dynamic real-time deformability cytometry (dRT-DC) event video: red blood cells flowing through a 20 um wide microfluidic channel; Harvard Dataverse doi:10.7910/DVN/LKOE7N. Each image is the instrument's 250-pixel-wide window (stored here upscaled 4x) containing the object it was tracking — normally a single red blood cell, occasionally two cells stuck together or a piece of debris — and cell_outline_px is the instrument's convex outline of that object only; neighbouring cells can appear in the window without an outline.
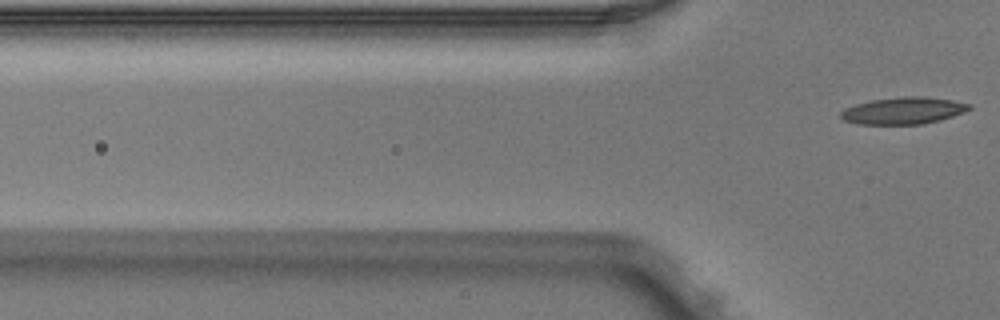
{"species": "Egyptian fruit bat (a non-hibernating species)", "species_latin": "Rousettus aegyptiacus", "temperature_condition": "warm", "stored_images_in_passage": 5, "camera_frame_rate_fps": 3000, "um_per_image_px": 0.085, "animal": {"sex": "male"}, "frame": {"image": 1, "passage_image": 5, "time_ms": 1.333, "image_size_px": [1000, 320], "cell_outline_px": [[972, 108], [964, 112], [940, 120], [920, 124], [860, 124], [844, 120], [840, 116], [840, 112], [844, 108], [856, 104], [872, 100], [900, 96], [920, 96], [952, 100], [972, 104]], "centroid_in_image_um": [76.79, 9.4], "position_along_channel_um": 49.0, "area_um2": 20.11}}